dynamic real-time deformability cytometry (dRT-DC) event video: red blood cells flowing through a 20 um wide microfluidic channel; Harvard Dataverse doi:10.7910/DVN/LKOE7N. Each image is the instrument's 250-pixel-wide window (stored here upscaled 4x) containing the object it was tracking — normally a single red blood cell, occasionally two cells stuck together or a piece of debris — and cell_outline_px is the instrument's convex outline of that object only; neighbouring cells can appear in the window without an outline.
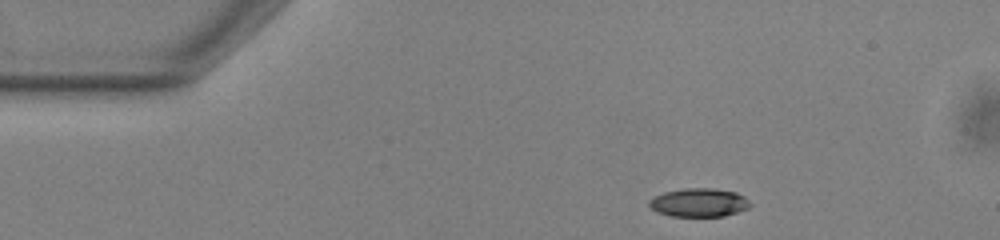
{"species": "common noctule bat (a hibernating species)", "species_latin": "Nyctalus noctula", "temperature_condition": "warm", "stored_images_in_passage": 46, "camera_frame_rate_fps": 3000, "um_per_image_px": 0.085, "animal": {"sex": "male", "body_mass_g": 13.0, "forearm_length_mm": 53.1}, "frame": {"image": 1, "passage_image": 1, "time_ms": 0.0, "image_size_px": [1000, 240], "cell_outline_px": [[752, 204], [748, 208], [724, 216], [672, 216], [656, 212], [648, 204], [648, 200], [652, 196], [664, 192], [684, 188], [712, 188], [736, 192], [744, 196]], "centroid_in_image_um": [59.38, 17.21], "position_along_channel_um": 25.6, "area_um2": 16.88}}
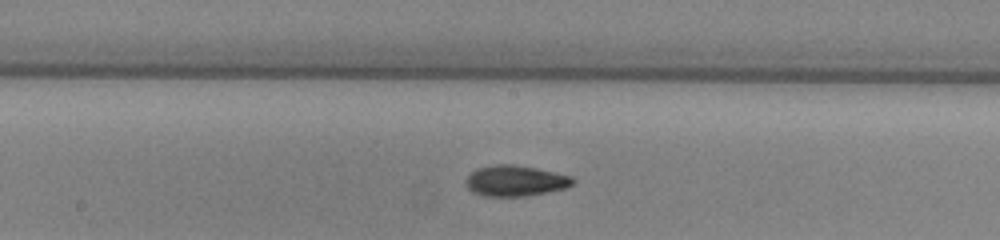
{"frame": {"image": 2, "passage_image": 20, "time_ms": 6.333, "image_size_px": [1000, 240], "cell_outline_px": [[576, 180], [572, 184], [564, 188], [548, 192], [524, 196], [484, 196], [472, 192], [464, 184], [464, 180], [476, 168], [496, 164], [512, 164], [536, 168], [572, 176]], "centroid_in_image_um": [43.77, 15.36], "position_along_channel_um": 204.4, "area_um2": 19.25}}
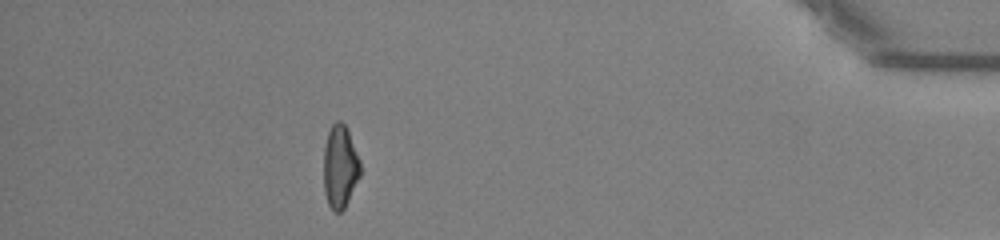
{"frame": {"image": 3, "passage_image": 40, "time_ms": 13.0, "image_size_px": [1000, 240], "cell_outline_px": [[360, 176], [344, 208], [340, 212], [336, 212], [328, 204], [324, 192], [324, 148], [328, 132], [332, 124], [336, 120], [340, 120], [344, 124], [348, 132], [360, 160]], "centroid_in_image_um": [28.89, 14.16], "position_along_channel_um": 406.3, "area_um2": 17.51}, "authors_computed_cell_mechanics": {"area_um2": 18.0047, "velocity_mm_per_s": 3.8528, "shape_relaxation_time_tau1_ms": 10.5736, "shape_relaxation_time_tau2_ms": 5.1046, "deformation_change_tau1": 0.2403, "deformation_change_tau2": 0.1257}}